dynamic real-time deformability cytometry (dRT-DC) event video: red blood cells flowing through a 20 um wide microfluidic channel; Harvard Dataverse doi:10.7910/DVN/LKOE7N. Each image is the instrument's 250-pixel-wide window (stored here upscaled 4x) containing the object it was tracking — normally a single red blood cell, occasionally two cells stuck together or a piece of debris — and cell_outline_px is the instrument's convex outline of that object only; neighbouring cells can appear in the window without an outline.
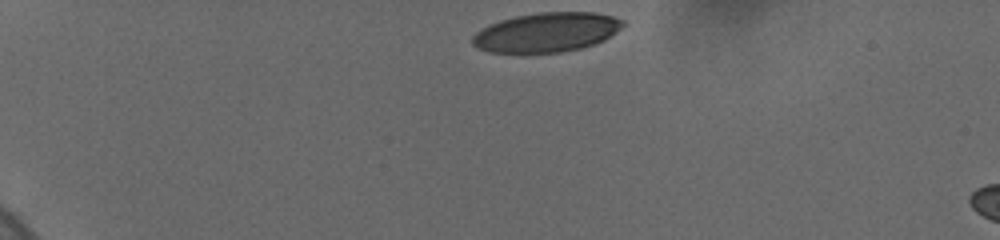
{"species": "human", "species_latin": "Homo sapiens", "temperature_condition": "cold", "stored_images_in_passage": 12, "camera_frame_rate_fps": 3000, "um_per_image_px": 0.085, "donor": {"sex": "female"}, "frame": {"image": 1, "passage_image": 1, "time_ms": 0.0, "image_size_px": [1000, 240], "cell_outline_px": [[624, 24], [620, 28], [604, 40], [580, 48], [560, 52], [488, 52], [476, 48], [472, 44], [472, 36], [476, 32], [488, 24], [500, 20], [516, 16], [536, 12], [596, 12], [612, 16], [624, 20]], "centroid_in_image_um": [46.42, 2.73], "position_along_channel_um": 38.6, "area_um2": 34.45}}